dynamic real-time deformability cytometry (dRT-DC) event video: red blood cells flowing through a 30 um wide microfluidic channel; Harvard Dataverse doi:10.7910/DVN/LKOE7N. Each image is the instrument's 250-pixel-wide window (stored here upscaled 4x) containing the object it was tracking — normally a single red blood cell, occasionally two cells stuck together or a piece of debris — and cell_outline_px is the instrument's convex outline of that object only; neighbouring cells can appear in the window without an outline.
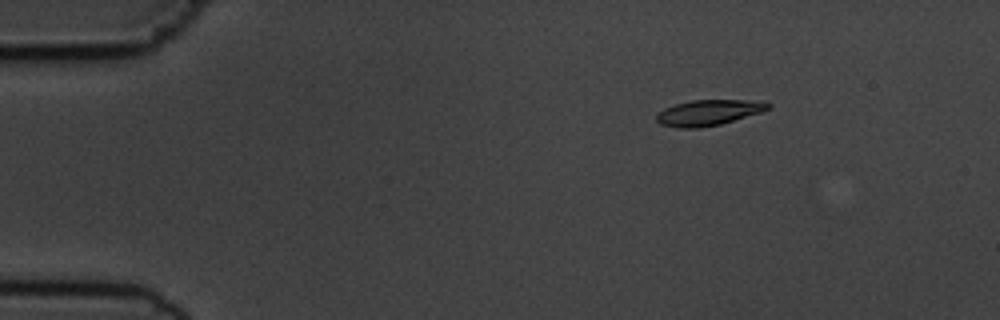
{"species": "common noctule bat (a hibernating species)", "species_latin": "Nyctalus noctula", "temperature_condition": "cold", "stored_images_in_passage": 4, "camera_frame_rate_fps": 3000, "um_per_image_px": 0.085, "animal": {"sex": "male", "body_mass_g": 19.5, "forearm_length_mm": 54.6}, "frame": {"image": 1, "passage_image": 1, "time_ms": 0.0, "image_size_px": [1000, 320], "cell_outline_px": [[772, 108], [760, 112], [720, 124], [700, 128], [676, 128], [660, 124], [656, 120], [656, 112], [664, 108], [676, 104], [692, 100], [748, 100], [772, 104]], "centroid_in_image_um": [60.17, 9.58], "position_along_channel_um": 24.8, "area_um2": 16.65}}
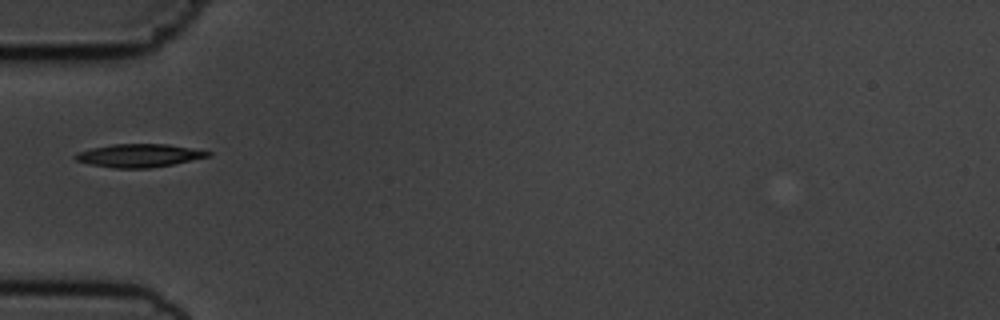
{"frame": {"image": 2, "passage_image": 4, "time_ms": 3.333, "image_size_px": [1000, 320], "cell_outline_px": [[212, 156], [172, 164], [148, 168], [112, 168], [88, 164], [76, 160], [72, 156], [76, 152], [92, 148], [112, 144], [168, 144], [212, 152]], "centroid_in_image_um": [11.78, 13.22], "position_along_channel_um": 73.2, "area_um2": 17.92}}